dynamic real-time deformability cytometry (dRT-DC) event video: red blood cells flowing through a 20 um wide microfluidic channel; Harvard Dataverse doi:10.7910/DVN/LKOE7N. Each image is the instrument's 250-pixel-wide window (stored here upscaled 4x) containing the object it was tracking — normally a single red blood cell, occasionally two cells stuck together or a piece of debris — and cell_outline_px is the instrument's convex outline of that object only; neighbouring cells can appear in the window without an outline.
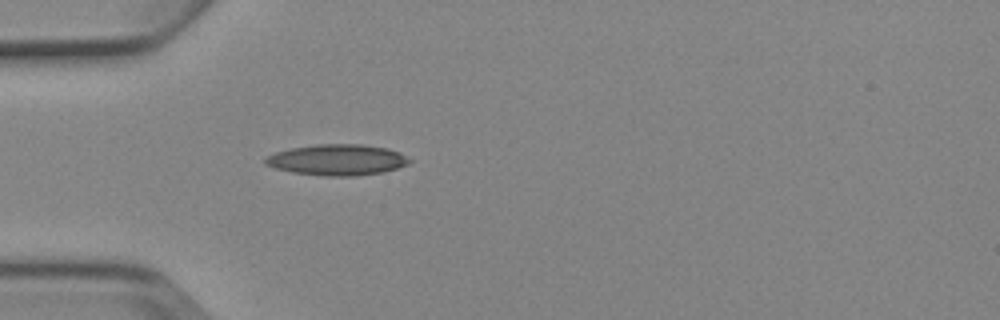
{"species": "Egyptian fruit bat (a non-hibernating species)", "species_latin": "Rousettus aegyptiacus", "temperature_condition": "cold", "stored_images_in_passage": 2, "camera_frame_rate_fps": 3000, "um_per_image_px": 0.085, "animal": {"sex": "female"}, "frame": {"image": 1, "passage_image": 1, "time_ms": 0.0, "image_size_px": [1000, 320], "cell_outline_px": [[412, 160], [408, 164], [384, 172], [356, 176], [324, 176], [292, 172], [276, 168], [264, 164], [264, 160], [268, 156], [276, 152], [292, 148], [316, 144], [360, 144], [388, 148], [400, 152]], "centroid_in_image_um": [28.69, 13.59], "position_along_channel_um": 56.3, "area_um2": 26.01}}